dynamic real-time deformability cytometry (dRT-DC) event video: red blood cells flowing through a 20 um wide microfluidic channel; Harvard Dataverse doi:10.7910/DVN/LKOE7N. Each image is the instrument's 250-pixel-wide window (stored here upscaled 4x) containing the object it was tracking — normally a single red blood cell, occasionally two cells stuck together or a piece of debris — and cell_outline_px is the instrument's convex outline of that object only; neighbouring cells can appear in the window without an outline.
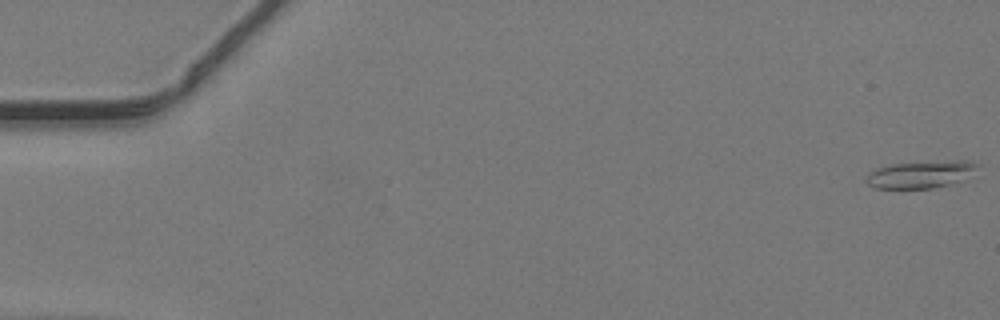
{"species": "common noctule bat (a hibernating species)", "species_latin": "Nyctalus noctula", "temperature_condition": "warm", "stored_images_in_passage": 48, "camera_frame_rate_fps": 3000, "um_per_image_px": 0.085, "animal": {"sex": "male", "body_mass_g": 19.2, "forearm_length_mm": 51.8}, "frame": {"image": 1, "passage_image": 1, "time_ms": 0.0, "image_size_px": [1000, 320], "cell_outline_px": [[980, 164], [964, 180], [932, 188], [876, 188], [868, 184], [864, 180], [876, 168], [892, 164], [956, 160], [968, 160]], "centroid_in_image_um": [78.28, 14.82], "position_along_channel_um": 6.7, "area_um2": 17.4}}
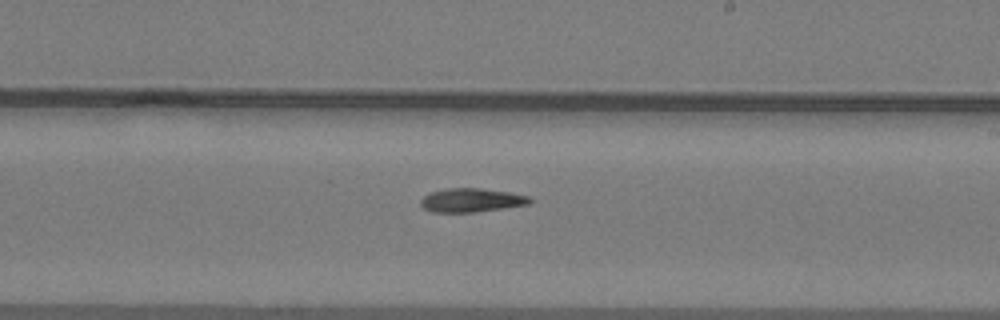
{"frame": {"image": 2, "passage_image": 29, "time_ms": 9.333, "image_size_px": [1000, 320], "cell_outline_px": [[532, 200], [528, 204], [504, 208], [476, 212], [432, 212], [424, 208], [420, 204], [420, 200], [424, 196], [432, 192], [448, 188], [480, 188], [508, 192], [528, 196]], "centroid_in_image_um": [40.05, 17.02], "position_along_channel_um": 248.9, "area_um2": 14.97}}
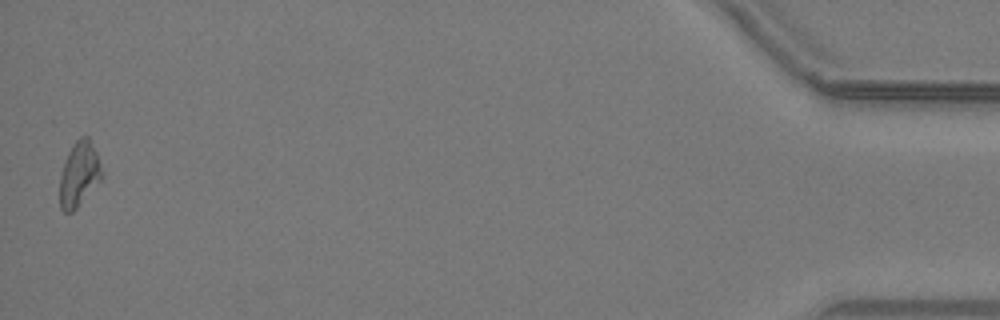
{"frame": {"image": 3, "passage_image": 48, "time_ms": 15.667, "image_size_px": [1000, 320], "cell_outline_px": [[100, 180], [76, 208], [72, 212], [64, 212], [60, 208], [60, 176], [64, 160], [72, 144], [80, 136], [88, 136], [96, 152], [100, 164]], "centroid_in_image_um": [6.68, 14.78], "position_along_channel_um": 428.5, "area_um2": 15.55}}